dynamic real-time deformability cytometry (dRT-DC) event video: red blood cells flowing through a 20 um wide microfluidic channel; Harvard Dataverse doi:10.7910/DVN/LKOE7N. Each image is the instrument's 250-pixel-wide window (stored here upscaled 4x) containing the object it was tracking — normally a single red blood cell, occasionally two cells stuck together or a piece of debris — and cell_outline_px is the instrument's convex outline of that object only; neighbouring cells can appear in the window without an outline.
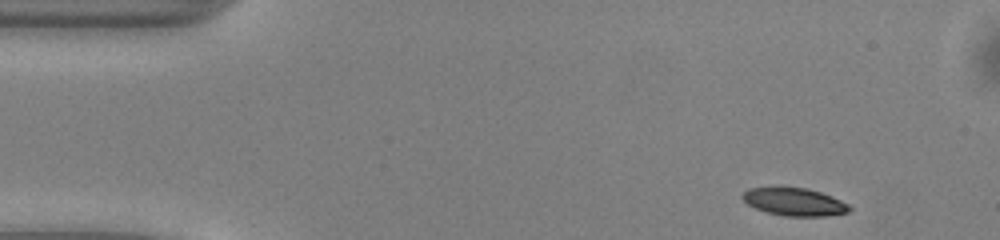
{"species": "common noctule bat (a hibernating species)", "species_latin": "Nyctalus noctula", "temperature_condition": "warm", "stored_images_in_passage": 46, "camera_frame_rate_fps": 3000, "um_per_image_px": 0.085, "animal": {"sex": "male", "body_mass_g": 13.0, "forearm_length_mm": 53.1}, "frame": {"image": 1, "passage_image": 1, "time_ms": 0.0, "image_size_px": [1000, 240], "cell_outline_px": [[852, 208], [848, 212], [824, 216], [784, 216], [768, 212], [756, 208], [748, 204], [740, 196], [748, 188], [776, 184], [804, 188], [820, 192], [832, 196], [848, 204]], "centroid_in_image_um": [67.46, 17.11], "position_along_channel_um": 17.5, "area_um2": 17.8}}
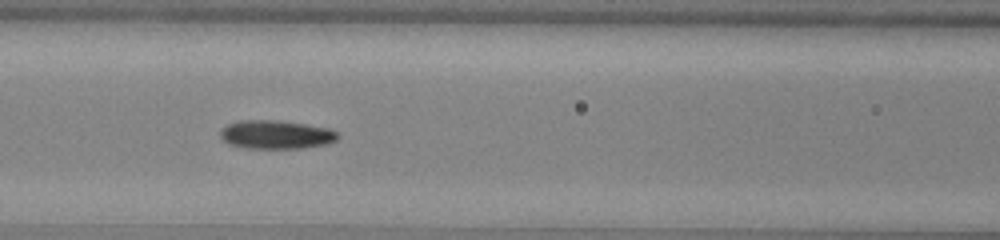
{"frame": {"image": 2, "passage_image": 17, "time_ms": 5.333, "image_size_px": [1000, 240], "cell_outline_px": [[340, 136], [336, 140], [328, 144], [300, 148], [244, 148], [228, 144], [220, 136], [220, 132], [228, 124], [240, 120], [272, 120], [304, 124], [328, 128], [336, 132]], "centroid_in_image_um": [23.46, 11.45], "position_along_channel_um": 143.1, "area_um2": 19.42}}
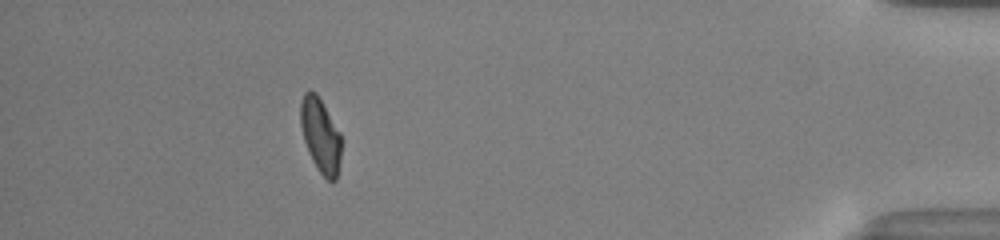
{"frame": {"image": 3, "passage_image": 41, "time_ms": 13.333, "image_size_px": [1000, 240], "cell_outline_px": [[340, 160], [336, 180], [328, 180], [320, 172], [312, 160], [308, 152], [304, 140], [300, 124], [300, 104], [304, 92], [308, 88], [316, 92], [340, 132]], "centroid_in_image_um": [27.22, 11.46], "position_along_channel_um": 408.0, "area_um2": 17.57}, "authors_computed_cell_mechanics": {"area_um2": 18.4382, "velocity_mm_per_s": 4.0716, "shape_relaxation_time_tau1_ms": 5.03, "shape_relaxation_time_tau2_ms": 3.6738, "deformation_change_tau1": 0.1513, "deformation_change_tau2": 0.1091}}